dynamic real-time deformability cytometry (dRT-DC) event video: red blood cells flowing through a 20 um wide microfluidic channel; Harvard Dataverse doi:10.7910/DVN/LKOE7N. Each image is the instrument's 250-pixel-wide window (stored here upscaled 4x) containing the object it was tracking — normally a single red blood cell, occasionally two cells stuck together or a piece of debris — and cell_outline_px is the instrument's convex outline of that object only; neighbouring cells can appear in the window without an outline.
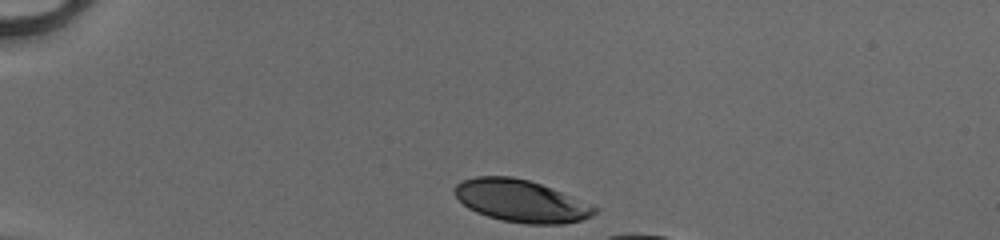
{"species": "human", "species_latin": "Homo sapiens", "temperature_condition": "cold", "stored_images_in_passage": 10, "camera_frame_rate_fps": 3000, "um_per_image_px": 0.085, "donor": {"sex": "male"}, "frame": {"image": 1, "passage_image": 1, "time_ms": 0.0, "image_size_px": [1000, 240], "cell_outline_px": [[600, 208], [592, 216], [580, 220], [564, 224], [528, 224], [500, 220], [476, 212], [468, 208], [452, 192], [452, 188], [460, 180], [476, 176], [512, 176], [528, 180], [552, 188]], "centroid_in_image_um": [44.26, 17.07], "position_along_channel_um": 40.7, "area_um2": 34.56}}
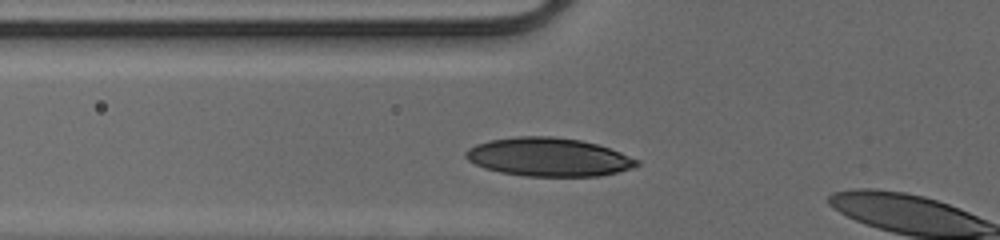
{"frame": {"image": 2, "passage_image": 8, "time_ms": 2.333, "image_size_px": [1000, 240], "cell_outline_px": [[640, 164], [632, 168], [600, 176], [524, 176], [500, 172], [484, 168], [468, 160], [464, 156], [464, 152], [468, 148], [476, 144], [488, 140], [520, 136], [552, 136], [580, 140], [596, 144], [620, 152], [640, 160]], "centroid_in_image_um": [46.61, 13.35], "position_along_channel_um": 79.2, "area_um2": 38.38}}